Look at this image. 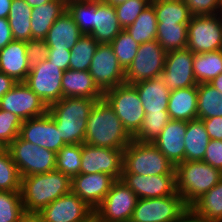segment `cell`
<instances>
[{"instance_id": "1", "label": "cell", "mask_w": 222, "mask_h": 222, "mask_svg": "<svg viewBox=\"0 0 222 222\" xmlns=\"http://www.w3.org/2000/svg\"><path fill=\"white\" fill-rule=\"evenodd\" d=\"M133 137L123 127L114 110L102 99L90 111L84 143L102 148L125 149Z\"/></svg>"}, {"instance_id": "2", "label": "cell", "mask_w": 222, "mask_h": 222, "mask_svg": "<svg viewBox=\"0 0 222 222\" xmlns=\"http://www.w3.org/2000/svg\"><path fill=\"white\" fill-rule=\"evenodd\" d=\"M99 100L102 99L68 97L48 107V113L67 145L84 143L90 111Z\"/></svg>"}, {"instance_id": "3", "label": "cell", "mask_w": 222, "mask_h": 222, "mask_svg": "<svg viewBox=\"0 0 222 222\" xmlns=\"http://www.w3.org/2000/svg\"><path fill=\"white\" fill-rule=\"evenodd\" d=\"M71 191V179L57 170L21 177V200L26 211L40 212Z\"/></svg>"}, {"instance_id": "4", "label": "cell", "mask_w": 222, "mask_h": 222, "mask_svg": "<svg viewBox=\"0 0 222 222\" xmlns=\"http://www.w3.org/2000/svg\"><path fill=\"white\" fill-rule=\"evenodd\" d=\"M176 192L190 207L197 199L214 187L222 172L203 161H184L176 167Z\"/></svg>"}, {"instance_id": "5", "label": "cell", "mask_w": 222, "mask_h": 222, "mask_svg": "<svg viewBox=\"0 0 222 222\" xmlns=\"http://www.w3.org/2000/svg\"><path fill=\"white\" fill-rule=\"evenodd\" d=\"M123 161L122 174L176 175L175 167L152 142L133 139L123 150Z\"/></svg>"}, {"instance_id": "6", "label": "cell", "mask_w": 222, "mask_h": 222, "mask_svg": "<svg viewBox=\"0 0 222 222\" xmlns=\"http://www.w3.org/2000/svg\"><path fill=\"white\" fill-rule=\"evenodd\" d=\"M103 99L114 110L133 137L141 128L145 111L133 84L123 83L104 92Z\"/></svg>"}, {"instance_id": "7", "label": "cell", "mask_w": 222, "mask_h": 222, "mask_svg": "<svg viewBox=\"0 0 222 222\" xmlns=\"http://www.w3.org/2000/svg\"><path fill=\"white\" fill-rule=\"evenodd\" d=\"M8 152L21 177L44 174L55 170L56 153L54 151L32 144L20 136H17L8 145Z\"/></svg>"}, {"instance_id": "8", "label": "cell", "mask_w": 222, "mask_h": 222, "mask_svg": "<svg viewBox=\"0 0 222 222\" xmlns=\"http://www.w3.org/2000/svg\"><path fill=\"white\" fill-rule=\"evenodd\" d=\"M188 210L177 192L160 198L138 199L130 222H177Z\"/></svg>"}, {"instance_id": "9", "label": "cell", "mask_w": 222, "mask_h": 222, "mask_svg": "<svg viewBox=\"0 0 222 222\" xmlns=\"http://www.w3.org/2000/svg\"><path fill=\"white\" fill-rule=\"evenodd\" d=\"M186 48L194 54L221 50L222 17L219 14L192 16Z\"/></svg>"}, {"instance_id": "10", "label": "cell", "mask_w": 222, "mask_h": 222, "mask_svg": "<svg viewBox=\"0 0 222 222\" xmlns=\"http://www.w3.org/2000/svg\"><path fill=\"white\" fill-rule=\"evenodd\" d=\"M138 196L121 179L94 209V215L105 222H130Z\"/></svg>"}, {"instance_id": "11", "label": "cell", "mask_w": 222, "mask_h": 222, "mask_svg": "<svg viewBox=\"0 0 222 222\" xmlns=\"http://www.w3.org/2000/svg\"><path fill=\"white\" fill-rule=\"evenodd\" d=\"M165 57L166 51L156 39L139 45L136 57L125 70V83L135 84L160 77Z\"/></svg>"}, {"instance_id": "12", "label": "cell", "mask_w": 222, "mask_h": 222, "mask_svg": "<svg viewBox=\"0 0 222 222\" xmlns=\"http://www.w3.org/2000/svg\"><path fill=\"white\" fill-rule=\"evenodd\" d=\"M63 73L46 59L30 69L24 83L49 107L62 99Z\"/></svg>"}, {"instance_id": "13", "label": "cell", "mask_w": 222, "mask_h": 222, "mask_svg": "<svg viewBox=\"0 0 222 222\" xmlns=\"http://www.w3.org/2000/svg\"><path fill=\"white\" fill-rule=\"evenodd\" d=\"M88 71L103 93L125 83V70L110 44L98 45Z\"/></svg>"}, {"instance_id": "14", "label": "cell", "mask_w": 222, "mask_h": 222, "mask_svg": "<svg viewBox=\"0 0 222 222\" xmlns=\"http://www.w3.org/2000/svg\"><path fill=\"white\" fill-rule=\"evenodd\" d=\"M123 150L82 144L80 173H105L120 180L123 173Z\"/></svg>"}, {"instance_id": "15", "label": "cell", "mask_w": 222, "mask_h": 222, "mask_svg": "<svg viewBox=\"0 0 222 222\" xmlns=\"http://www.w3.org/2000/svg\"><path fill=\"white\" fill-rule=\"evenodd\" d=\"M0 109L15 114L22 121L48 112L46 104L24 82H17L1 97Z\"/></svg>"}, {"instance_id": "16", "label": "cell", "mask_w": 222, "mask_h": 222, "mask_svg": "<svg viewBox=\"0 0 222 222\" xmlns=\"http://www.w3.org/2000/svg\"><path fill=\"white\" fill-rule=\"evenodd\" d=\"M193 58L194 53L187 48L166 52L160 78L170 91L198 85L193 71Z\"/></svg>"}, {"instance_id": "17", "label": "cell", "mask_w": 222, "mask_h": 222, "mask_svg": "<svg viewBox=\"0 0 222 222\" xmlns=\"http://www.w3.org/2000/svg\"><path fill=\"white\" fill-rule=\"evenodd\" d=\"M19 136L23 140L55 153L67 145L62 140L55 121L48 112L43 116L23 121Z\"/></svg>"}, {"instance_id": "18", "label": "cell", "mask_w": 222, "mask_h": 222, "mask_svg": "<svg viewBox=\"0 0 222 222\" xmlns=\"http://www.w3.org/2000/svg\"><path fill=\"white\" fill-rule=\"evenodd\" d=\"M40 214L44 222H86L94 210L70 191L44 207Z\"/></svg>"}, {"instance_id": "19", "label": "cell", "mask_w": 222, "mask_h": 222, "mask_svg": "<svg viewBox=\"0 0 222 222\" xmlns=\"http://www.w3.org/2000/svg\"><path fill=\"white\" fill-rule=\"evenodd\" d=\"M121 181L139 199L160 198L176 193V175L144 176L139 174H122Z\"/></svg>"}, {"instance_id": "20", "label": "cell", "mask_w": 222, "mask_h": 222, "mask_svg": "<svg viewBox=\"0 0 222 222\" xmlns=\"http://www.w3.org/2000/svg\"><path fill=\"white\" fill-rule=\"evenodd\" d=\"M117 180L105 173L78 174L71 179V191L94 210Z\"/></svg>"}, {"instance_id": "21", "label": "cell", "mask_w": 222, "mask_h": 222, "mask_svg": "<svg viewBox=\"0 0 222 222\" xmlns=\"http://www.w3.org/2000/svg\"><path fill=\"white\" fill-rule=\"evenodd\" d=\"M186 128V121L171 119L152 142L174 167L185 161Z\"/></svg>"}, {"instance_id": "22", "label": "cell", "mask_w": 222, "mask_h": 222, "mask_svg": "<svg viewBox=\"0 0 222 222\" xmlns=\"http://www.w3.org/2000/svg\"><path fill=\"white\" fill-rule=\"evenodd\" d=\"M26 53L25 41H11L0 50V72L16 82H25L30 71Z\"/></svg>"}, {"instance_id": "23", "label": "cell", "mask_w": 222, "mask_h": 222, "mask_svg": "<svg viewBox=\"0 0 222 222\" xmlns=\"http://www.w3.org/2000/svg\"><path fill=\"white\" fill-rule=\"evenodd\" d=\"M122 30L115 7L102 0H96V11L93 14V30L89 35L99 44H110Z\"/></svg>"}, {"instance_id": "24", "label": "cell", "mask_w": 222, "mask_h": 222, "mask_svg": "<svg viewBox=\"0 0 222 222\" xmlns=\"http://www.w3.org/2000/svg\"><path fill=\"white\" fill-rule=\"evenodd\" d=\"M103 94L95 84L89 71L72 69L64 71L62 77V98L103 99Z\"/></svg>"}, {"instance_id": "25", "label": "cell", "mask_w": 222, "mask_h": 222, "mask_svg": "<svg viewBox=\"0 0 222 222\" xmlns=\"http://www.w3.org/2000/svg\"><path fill=\"white\" fill-rule=\"evenodd\" d=\"M137 90L145 113H162L167 111L170 90L158 77L133 84Z\"/></svg>"}, {"instance_id": "26", "label": "cell", "mask_w": 222, "mask_h": 222, "mask_svg": "<svg viewBox=\"0 0 222 222\" xmlns=\"http://www.w3.org/2000/svg\"><path fill=\"white\" fill-rule=\"evenodd\" d=\"M83 35L74 18L66 9L53 23L44 40L49 48L71 50Z\"/></svg>"}, {"instance_id": "27", "label": "cell", "mask_w": 222, "mask_h": 222, "mask_svg": "<svg viewBox=\"0 0 222 222\" xmlns=\"http://www.w3.org/2000/svg\"><path fill=\"white\" fill-rule=\"evenodd\" d=\"M67 9V0H51L33 7L31 16V39H45L53 23Z\"/></svg>"}, {"instance_id": "28", "label": "cell", "mask_w": 222, "mask_h": 222, "mask_svg": "<svg viewBox=\"0 0 222 222\" xmlns=\"http://www.w3.org/2000/svg\"><path fill=\"white\" fill-rule=\"evenodd\" d=\"M197 86L170 91L168 114L172 120L190 121L197 119Z\"/></svg>"}, {"instance_id": "29", "label": "cell", "mask_w": 222, "mask_h": 222, "mask_svg": "<svg viewBox=\"0 0 222 222\" xmlns=\"http://www.w3.org/2000/svg\"><path fill=\"white\" fill-rule=\"evenodd\" d=\"M184 137L185 161H203L210 140L203 120L188 121Z\"/></svg>"}, {"instance_id": "30", "label": "cell", "mask_w": 222, "mask_h": 222, "mask_svg": "<svg viewBox=\"0 0 222 222\" xmlns=\"http://www.w3.org/2000/svg\"><path fill=\"white\" fill-rule=\"evenodd\" d=\"M189 209L208 222H222V178Z\"/></svg>"}, {"instance_id": "31", "label": "cell", "mask_w": 222, "mask_h": 222, "mask_svg": "<svg viewBox=\"0 0 222 222\" xmlns=\"http://www.w3.org/2000/svg\"><path fill=\"white\" fill-rule=\"evenodd\" d=\"M32 9L25 0H12L8 22L14 40L27 42L31 39Z\"/></svg>"}, {"instance_id": "32", "label": "cell", "mask_w": 222, "mask_h": 222, "mask_svg": "<svg viewBox=\"0 0 222 222\" xmlns=\"http://www.w3.org/2000/svg\"><path fill=\"white\" fill-rule=\"evenodd\" d=\"M158 23L189 24L191 12L183 0H151Z\"/></svg>"}, {"instance_id": "33", "label": "cell", "mask_w": 222, "mask_h": 222, "mask_svg": "<svg viewBox=\"0 0 222 222\" xmlns=\"http://www.w3.org/2000/svg\"><path fill=\"white\" fill-rule=\"evenodd\" d=\"M193 71L198 84L210 83L222 73V49L194 54Z\"/></svg>"}, {"instance_id": "34", "label": "cell", "mask_w": 222, "mask_h": 222, "mask_svg": "<svg viewBox=\"0 0 222 222\" xmlns=\"http://www.w3.org/2000/svg\"><path fill=\"white\" fill-rule=\"evenodd\" d=\"M198 104L197 119L222 117V93L210 83L197 85Z\"/></svg>"}, {"instance_id": "35", "label": "cell", "mask_w": 222, "mask_h": 222, "mask_svg": "<svg viewBox=\"0 0 222 222\" xmlns=\"http://www.w3.org/2000/svg\"><path fill=\"white\" fill-rule=\"evenodd\" d=\"M157 24L158 22L154 7L149 4L148 7L140 13L133 24L126 27L125 30L138 44L141 45L156 39Z\"/></svg>"}, {"instance_id": "36", "label": "cell", "mask_w": 222, "mask_h": 222, "mask_svg": "<svg viewBox=\"0 0 222 222\" xmlns=\"http://www.w3.org/2000/svg\"><path fill=\"white\" fill-rule=\"evenodd\" d=\"M156 40L166 52L187 47L188 24L158 23Z\"/></svg>"}, {"instance_id": "37", "label": "cell", "mask_w": 222, "mask_h": 222, "mask_svg": "<svg viewBox=\"0 0 222 222\" xmlns=\"http://www.w3.org/2000/svg\"><path fill=\"white\" fill-rule=\"evenodd\" d=\"M99 43L91 35H83L71 49L69 69L88 71Z\"/></svg>"}, {"instance_id": "38", "label": "cell", "mask_w": 222, "mask_h": 222, "mask_svg": "<svg viewBox=\"0 0 222 222\" xmlns=\"http://www.w3.org/2000/svg\"><path fill=\"white\" fill-rule=\"evenodd\" d=\"M82 144H70L63 146L56 153L55 170L62 172L70 179L80 174Z\"/></svg>"}, {"instance_id": "39", "label": "cell", "mask_w": 222, "mask_h": 222, "mask_svg": "<svg viewBox=\"0 0 222 222\" xmlns=\"http://www.w3.org/2000/svg\"><path fill=\"white\" fill-rule=\"evenodd\" d=\"M67 10L74 18L80 31L89 35L93 30V14L96 0H67Z\"/></svg>"}, {"instance_id": "40", "label": "cell", "mask_w": 222, "mask_h": 222, "mask_svg": "<svg viewBox=\"0 0 222 222\" xmlns=\"http://www.w3.org/2000/svg\"><path fill=\"white\" fill-rule=\"evenodd\" d=\"M170 120L168 111L145 113L142 126L133 139L141 142L155 141Z\"/></svg>"}, {"instance_id": "41", "label": "cell", "mask_w": 222, "mask_h": 222, "mask_svg": "<svg viewBox=\"0 0 222 222\" xmlns=\"http://www.w3.org/2000/svg\"><path fill=\"white\" fill-rule=\"evenodd\" d=\"M119 64L126 70L136 57L139 45L128 32L123 29L110 43Z\"/></svg>"}, {"instance_id": "42", "label": "cell", "mask_w": 222, "mask_h": 222, "mask_svg": "<svg viewBox=\"0 0 222 222\" xmlns=\"http://www.w3.org/2000/svg\"><path fill=\"white\" fill-rule=\"evenodd\" d=\"M21 176L10 153L0 155V191L20 192Z\"/></svg>"}, {"instance_id": "43", "label": "cell", "mask_w": 222, "mask_h": 222, "mask_svg": "<svg viewBox=\"0 0 222 222\" xmlns=\"http://www.w3.org/2000/svg\"><path fill=\"white\" fill-rule=\"evenodd\" d=\"M24 211L20 192L0 191V222H16Z\"/></svg>"}, {"instance_id": "44", "label": "cell", "mask_w": 222, "mask_h": 222, "mask_svg": "<svg viewBox=\"0 0 222 222\" xmlns=\"http://www.w3.org/2000/svg\"><path fill=\"white\" fill-rule=\"evenodd\" d=\"M151 0H128L125 3L115 6L120 26L125 29L133 24L140 13L148 7Z\"/></svg>"}, {"instance_id": "45", "label": "cell", "mask_w": 222, "mask_h": 222, "mask_svg": "<svg viewBox=\"0 0 222 222\" xmlns=\"http://www.w3.org/2000/svg\"><path fill=\"white\" fill-rule=\"evenodd\" d=\"M22 122L15 114L0 109V140L9 145L19 136Z\"/></svg>"}, {"instance_id": "46", "label": "cell", "mask_w": 222, "mask_h": 222, "mask_svg": "<svg viewBox=\"0 0 222 222\" xmlns=\"http://www.w3.org/2000/svg\"><path fill=\"white\" fill-rule=\"evenodd\" d=\"M26 52L31 69L48 58L49 47L43 39H30L26 42Z\"/></svg>"}, {"instance_id": "47", "label": "cell", "mask_w": 222, "mask_h": 222, "mask_svg": "<svg viewBox=\"0 0 222 222\" xmlns=\"http://www.w3.org/2000/svg\"><path fill=\"white\" fill-rule=\"evenodd\" d=\"M192 16L219 14L221 0H183Z\"/></svg>"}, {"instance_id": "48", "label": "cell", "mask_w": 222, "mask_h": 222, "mask_svg": "<svg viewBox=\"0 0 222 222\" xmlns=\"http://www.w3.org/2000/svg\"><path fill=\"white\" fill-rule=\"evenodd\" d=\"M203 162L222 172V140L210 139Z\"/></svg>"}, {"instance_id": "49", "label": "cell", "mask_w": 222, "mask_h": 222, "mask_svg": "<svg viewBox=\"0 0 222 222\" xmlns=\"http://www.w3.org/2000/svg\"><path fill=\"white\" fill-rule=\"evenodd\" d=\"M71 50H65L64 48H49V54L47 60L55 64L63 71L69 69Z\"/></svg>"}, {"instance_id": "50", "label": "cell", "mask_w": 222, "mask_h": 222, "mask_svg": "<svg viewBox=\"0 0 222 222\" xmlns=\"http://www.w3.org/2000/svg\"><path fill=\"white\" fill-rule=\"evenodd\" d=\"M210 139L222 140V117L201 119Z\"/></svg>"}, {"instance_id": "51", "label": "cell", "mask_w": 222, "mask_h": 222, "mask_svg": "<svg viewBox=\"0 0 222 222\" xmlns=\"http://www.w3.org/2000/svg\"><path fill=\"white\" fill-rule=\"evenodd\" d=\"M13 40L8 18H0V50Z\"/></svg>"}, {"instance_id": "52", "label": "cell", "mask_w": 222, "mask_h": 222, "mask_svg": "<svg viewBox=\"0 0 222 222\" xmlns=\"http://www.w3.org/2000/svg\"><path fill=\"white\" fill-rule=\"evenodd\" d=\"M16 81L8 75L0 72V99L16 85Z\"/></svg>"}, {"instance_id": "53", "label": "cell", "mask_w": 222, "mask_h": 222, "mask_svg": "<svg viewBox=\"0 0 222 222\" xmlns=\"http://www.w3.org/2000/svg\"><path fill=\"white\" fill-rule=\"evenodd\" d=\"M16 222H44L40 212L24 211Z\"/></svg>"}, {"instance_id": "54", "label": "cell", "mask_w": 222, "mask_h": 222, "mask_svg": "<svg viewBox=\"0 0 222 222\" xmlns=\"http://www.w3.org/2000/svg\"><path fill=\"white\" fill-rule=\"evenodd\" d=\"M177 222H208L204 218L198 217L190 209Z\"/></svg>"}, {"instance_id": "55", "label": "cell", "mask_w": 222, "mask_h": 222, "mask_svg": "<svg viewBox=\"0 0 222 222\" xmlns=\"http://www.w3.org/2000/svg\"><path fill=\"white\" fill-rule=\"evenodd\" d=\"M12 0H0V18H8Z\"/></svg>"}, {"instance_id": "56", "label": "cell", "mask_w": 222, "mask_h": 222, "mask_svg": "<svg viewBox=\"0 0 222 222\" xmlns=\"http://www.w3.org/2000/svg\"><path fill=\"white\" fill-rule=\"evenodd\" d=\"M210 84L219 92L222 93V73L214 78Z\"/></svg>"}, {"instance_id": "57", "label": "cell", "mask_w": 222, "mask_h": 222, "mask_svg": "<svg viewBox=\"0 0 222 222\" xmlns=\"http://www.w3.org/2000/svg\"><path fill=\"white\" fill-rule=\"evenodd\" d=\"M30 7H37L51 0H25Z\"/></svg>"}, {"instance_id": "58", "label": "cell", "mask_w": 222, "mask_h": 222, "mask_svg": "<svg viewBox=\"0 0 222 222\" xmlns=\"http://www.w3.org/2000/svg\"><path fill=\"white\" fill-rule=\"evenodd\" d=\"M102 1L115 7L119 4L125 3L128 0H102Z\"/></svg>"}, {"instance_id": "59", "label": "cell", "mask_w": 222, "mask_h": 222, "mask_svg": "<svg viewBox=\"0 0 222 222\" xmlns=\"http://www.w3.org/2000/svg\"><path fill=\"white\" fill-rule=\"evenodd\" d=\"M8 151V145L0 140V155L5 154Z\"/></svg>"}, {"instance_id": "60", "label": "cell", "mask_w": 222, "mask_h": 222, "mask_svg": "<svg viewBox=\"0 0 222 222\" xmlns=\"http://www.w3.org/2000/svg\"><path fill=\"white\" fill-rule=\"evenodd\" d=\"M86 222H95V215L93 214Z\"/></svg>"}, {"instance_id": "61", "label": "cell", "mask_w": 222, "mask_h": 222, "mask_svg": "<svg viewBox=\"0 0 222 222\" xmlns=\"http://www.w3.org/2000/svg\"><path fill=\"white\" fill-rule=\"evenodd\" d=\"M219 15L222 17V0H221L220 10H219Z\"/></svg>"}, {"instance_id": "62", "label": "cell", "mask_w": 222, "mask_h": 222, "mask_svg": "<svg viewBox=\"0 0 222 222\" xmlns=\"http://www.w3.org/2000/svg\"><path fill=\"white\" fill-rule=\"evenodd\" d=\"M95 222H105L95 216Z\"/></svg>"}]
</instances>
